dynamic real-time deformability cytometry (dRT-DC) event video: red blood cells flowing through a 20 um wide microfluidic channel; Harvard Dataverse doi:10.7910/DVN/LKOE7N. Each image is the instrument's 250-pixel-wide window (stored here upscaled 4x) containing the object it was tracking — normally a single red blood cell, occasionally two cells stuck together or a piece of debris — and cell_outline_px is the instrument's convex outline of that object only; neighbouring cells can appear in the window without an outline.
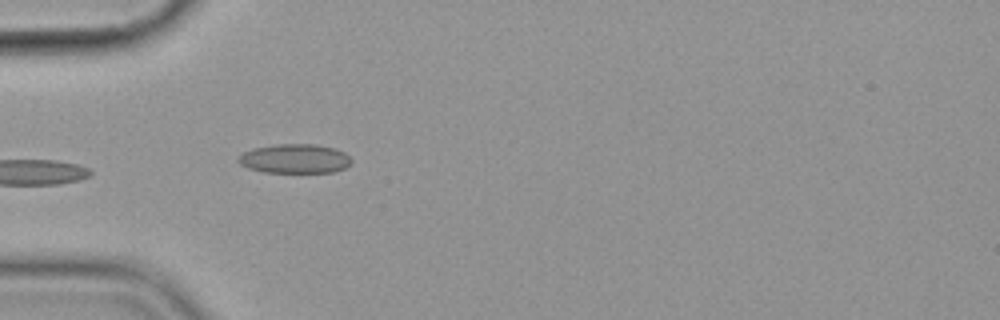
{"species": "common noctule bat (a hibernating species)", "species_latin": "Nyctalus noctula", "temperature_condition": "cold", "stored_images_in_passage": 8, "camera_frame_rate_fps": 3000, "um_per_image_px": 0.085, "animal": {"sex": "female", "body_mass_g": 19.9}, "frame": {"image": 1, "passage_image": 6, "time_ms": 5.667, "image_size_px": [1000, 320], "cell_outline_px": [[352, 164], [344, 168], [332, 172], [264, 172], [248, 168], [240, 164], [236, 160], [244, 152], [252, 148], [272, 144], [316, 144], [336, 148], [344, 152], [352, 160]], "centroid_in_image_um": [25.06, 13.48], "position_along_channel_um": 59.9, "area_um2": 19.42}}
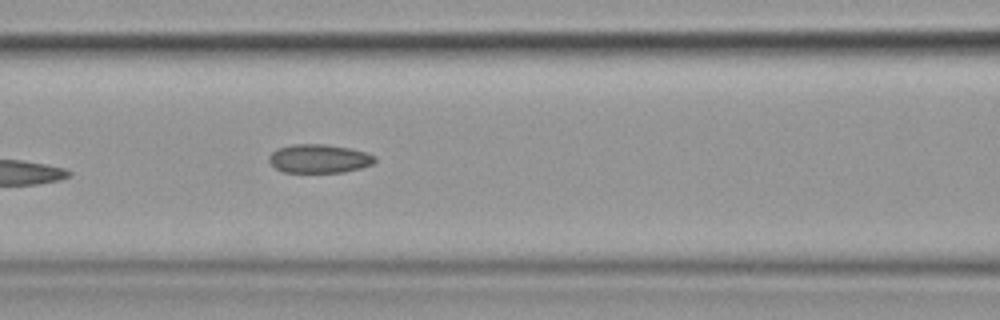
{"frame": {"image": 2, "passage_image": 8, "time_ms": 8.0, "image_size_px": [1000, 320], "cell_outline_px": [[376, 160], [372, 164], [360, 168], [344, 172], [284, 172], [276, 168], [268, 160], [268, 156], [276, 148], [292, 144], [324, 144], [348, 148], [364, 152], [376, 156]], "centroid_in_image_um": [27.1, 13.48], "position_along_channel_um": 139.5, "area_um2": 17.63}}